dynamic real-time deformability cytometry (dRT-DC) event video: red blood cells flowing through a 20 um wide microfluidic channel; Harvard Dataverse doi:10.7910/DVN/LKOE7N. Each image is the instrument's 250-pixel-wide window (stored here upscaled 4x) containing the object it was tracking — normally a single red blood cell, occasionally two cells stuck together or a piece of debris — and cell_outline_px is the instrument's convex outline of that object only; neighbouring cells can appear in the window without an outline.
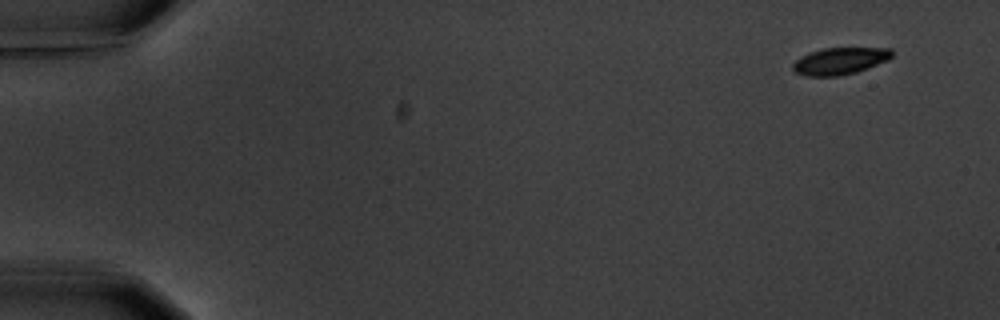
{"species": "common noctule bat (a hibernating species)", "species_latin": "Nyctalus noctula", "temperature_condition": "warm", "stored_images_in_passage": 5, "camera_frame_rate_fps": 3000, "um_per_image_px": 0.085, "animal": {"sex": "male", "body_mass_g": 20.1, "forearm_length_mm": 53.5}, "frame": {"image": 1, "passage_image": 1, "time_ms": 0.0, "image_size_px": [1000, 320], "cell_outline_px": [[892, 56], [888, 60], [868, 68], [856, 72], [836, 76], [804, 76], [796, 72], [792, 68], [792, 64], [800, 56], [808, 52], [824, 48], [892, 48]], "centroid_in_image_um": [71.37, 5.18], "position_along_channel_um": 13.6, "area_um2": 15.61}}